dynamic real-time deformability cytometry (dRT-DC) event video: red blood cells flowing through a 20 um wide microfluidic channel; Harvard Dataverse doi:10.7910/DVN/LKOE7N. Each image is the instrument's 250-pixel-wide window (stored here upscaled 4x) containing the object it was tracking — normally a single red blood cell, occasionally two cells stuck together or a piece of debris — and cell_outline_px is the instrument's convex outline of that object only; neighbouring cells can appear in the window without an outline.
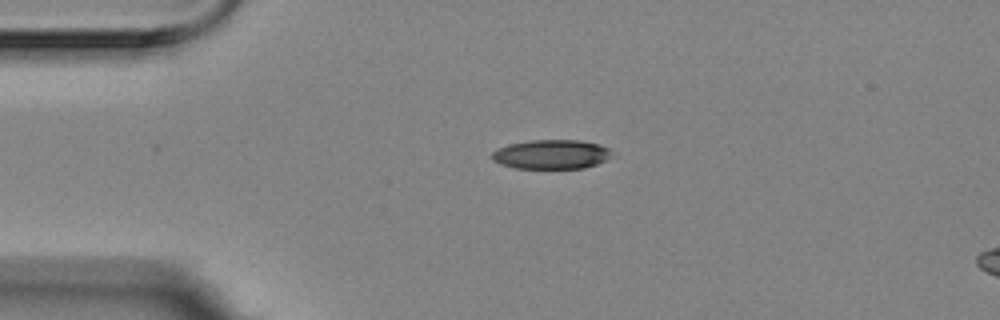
{"species": "Egyptian fruit bat (a non-hibernating species)", "species_latin": "Rousettus aegyptiacus", "temperature_condition": "room temperature", "stored_images_in_passage": 3, "segment_of_instrument_passage": [1, 2], "camera_frame_rate_fps": 3000, "um_per_image_px": 0.085, "animal": {"sex": "female"}, "frame": {"image": 1, "passage_image": 1, "time_ms": 0.0, "image_size_px": [1000, 320], "cell_outline_px": [[612, 152], [604, 160], [596, 164], [584, 168], [512, 168], [500, 164], [492, 160], [492, 152], [496, 148], [508, 144], [528, 140], [580, 140], [600, 144], [608, 148]], "centroid_in_image_um": [46.8, 13.11], "position_along_channel_um": 38.2, "area_um2": 20.52}}